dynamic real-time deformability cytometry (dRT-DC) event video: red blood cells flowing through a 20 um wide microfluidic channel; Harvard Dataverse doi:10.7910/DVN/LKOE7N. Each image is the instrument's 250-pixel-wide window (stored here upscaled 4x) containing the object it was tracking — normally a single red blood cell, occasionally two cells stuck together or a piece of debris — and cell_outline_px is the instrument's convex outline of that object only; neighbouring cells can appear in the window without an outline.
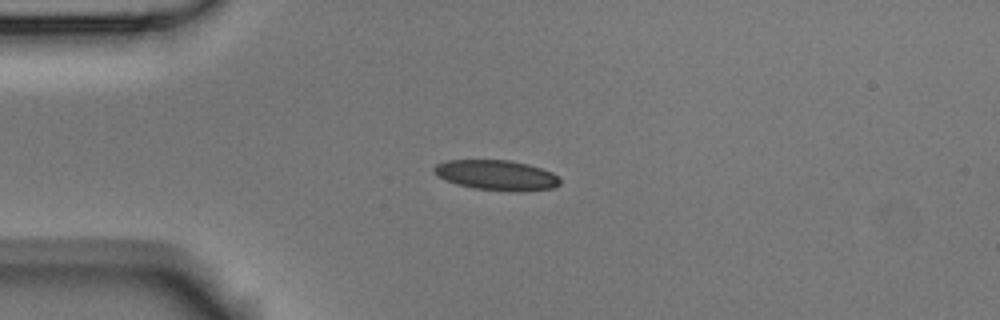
{"species": "Egyptian fruit bat (a non-hibernating species)", "species_latin": "Rousettus aegyptiacus", "temperature_condition": "room temperature", "stored_images_in_passage": 42, "camera_frame_rate_fps": 3000, "um_per_image_px": 0.085, "animal": {"sex": "male"}, "frame": {"image": 1, "passage_image": 1, "time_ms": 0.0, "image_size_px": [1000, 320], "cell_outline_px": [[560, 184], [552, 188], [524, 192], [516, 192], [476, 188], [456, 184], [444, 180], [436, 176], [432, 172], [432, 168], [436, 164], [444, 160], [508, 160], [528, 164], [552, 172], [560, 176]], "centroid_in_image_um": [42.18, 14.89], "position_along_channel_um": 42.8, "area_um2": 22.43}}
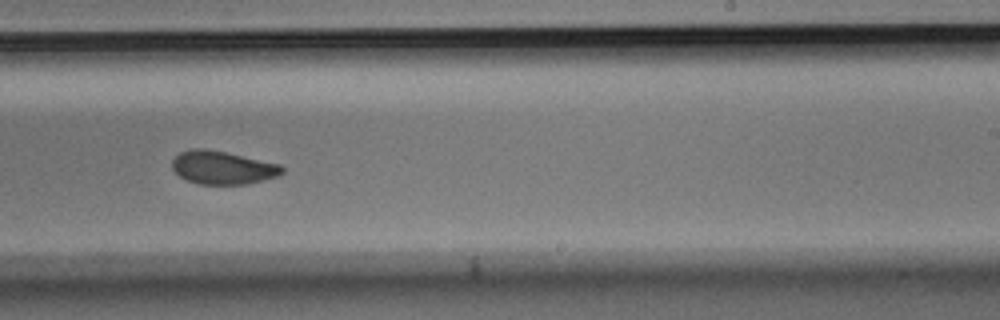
{"frame": {"image": 2, "passage_image": 21, "time_ms": 6.667, "image_size_px": [1000, 320], "cell_outline_px": [[284, 172], [280, 176], [248, 184], [200, 184], [188, 180], [180, 176], [172, 168], [172, 160], [180, 152], [192, 148], [204, 148], [224, 152], [280, 164], [284, 168]], "centroid_in_image_um": [18.94, 14.25], "position_along_channel_um": 270.1, "area_um2": 21.21}}
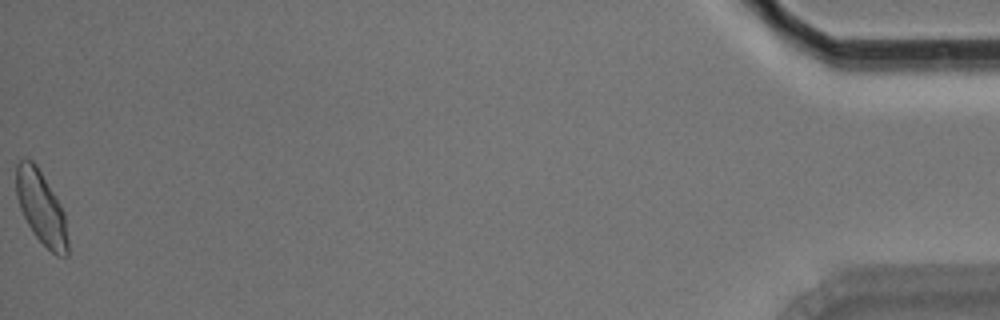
{"frame": {"image": 3, "passage_image": 42, "time_ms": 13.667, "image_size_px": [1000, 320], "cell_outline_px": [[68, 256], [56, 256], [32, 232], [20, 208], [16, 196], [16, 164], [20, 160], [32, 160], [36, 164], [60, 204], [64, 212], [68, 240]], "centroid_in_image_um": [3.5, 17.67], "position_along_channel_um": 431.7, "area_um2": 21.73}, "authors_computed_cell_mechanics": {"area_um2": 21.8195, "velocity_mm_per_s": 3.718, "shape_relaxation_time_tau1_ms": 6.0169, "shape_relaxation_time_tau2_ms": 1.3006, "deformation_change_tau1": 0.1328, "deformation_change_tau2": 0.0507}}